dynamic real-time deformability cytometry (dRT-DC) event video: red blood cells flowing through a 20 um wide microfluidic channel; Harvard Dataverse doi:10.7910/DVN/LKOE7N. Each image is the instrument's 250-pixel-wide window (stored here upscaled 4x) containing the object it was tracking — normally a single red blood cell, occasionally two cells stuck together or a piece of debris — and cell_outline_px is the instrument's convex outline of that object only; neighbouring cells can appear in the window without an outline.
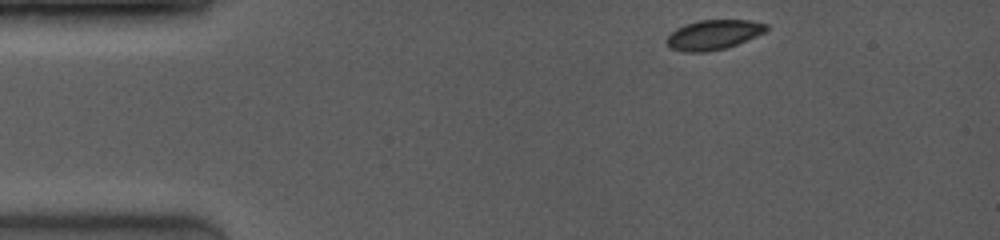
{"species": "common noctule bat (a hibernating species)", "species_latin": "Nyctalus noctula", "temperature_condition": "room temperature", "stored_images_in_passage": 53, "camera_frame_rate_fps": 4000, "um_per_image_px": 0.085, "animal": {"sex": "female", "body_mass_g": 19.0, "forearm_length_mm": 53.3}, "frame": {"image": 1, "passage_image": 1, "time_ms": 0.0, "image_size_px": [1000, 240], "cell_outline_px": [[768, 28], [764, 32], [756, 36], [736, 44], [724, 48], [704, 52], [684, 52], [668, 48], [668, 36], [676, 28], [684, 24], [700, 20], [752, 20], [768, 24]], "centroid_in_image_um": [60.64, 2.94], "position_along_channel_um": 24.4, "area_um2": 17.17}}
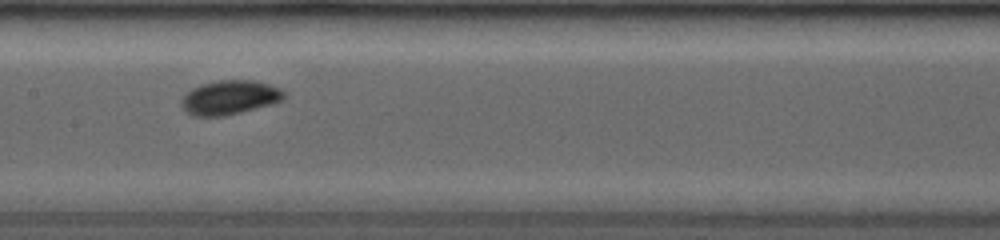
{"frame": {"image": 2, "passage_image": 24, "time_ms": 5.75, "image_size_px": [1000, 240], "cell_outline_px": [[284, 96], [280, 100], [272, 104], [224, 116], [192, 116], [184, 112], [180, 104], [180, 100], [188, 92], [204, 84], [220, 80], [248, 80], [268, 84], [284, 92]], "centroid_in_image_um": [19.46, 8.31], "position_along_channel_um": 187.9, "area_um2": 20.0}}
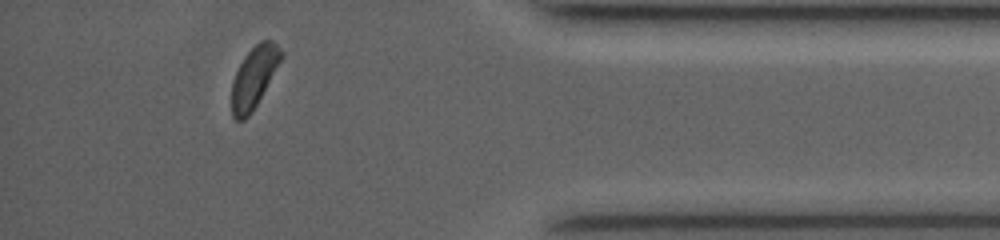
{"frame": {"image": 3, "passage_image": 48, "time_ms": 11.75, "image_size_px": [1000, 240], "cell_outline_px": [[284, 56], [252, 112], [244, 120], [236, 120], [232, 116], [232, 80], [244, 56], [260, 40], [272, 40], [284, 52]], "centroid_in_image_um": [21.61, 6.55], "position_along_channel_um": 413.6, "area_um2": 17.57}, "authors_computed_cell_mechanics": {"area_um2": 18.3804, "velocity_mm_per_s": 4.1005, "shape_relaxation_time_tau1_ms": 1.5815, "shape_relaxation_time_tau2_ms": null, "deformation_change_tau1": 0.0747, "deformation_change_tau2": null}}